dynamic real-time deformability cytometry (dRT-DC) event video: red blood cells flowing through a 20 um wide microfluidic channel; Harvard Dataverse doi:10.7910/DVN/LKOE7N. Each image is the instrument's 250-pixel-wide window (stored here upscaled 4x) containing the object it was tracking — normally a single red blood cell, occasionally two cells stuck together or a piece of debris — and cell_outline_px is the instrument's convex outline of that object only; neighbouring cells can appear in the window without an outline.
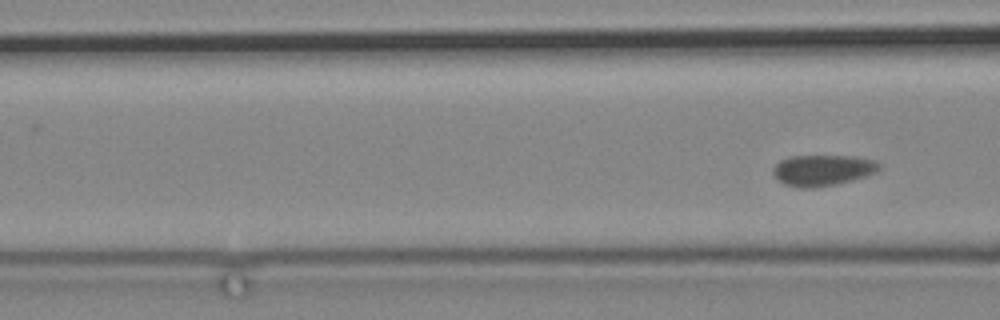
{"species": "common noctule bat (a hibernating species)", "species_latin": "Nyctalus noctula", "temperature_condition": "cold", "stored_images_in_passage": 4, "camera_frame_rate_fps": 3000, "um_per_image_px": 0.085, "animal": {"sex": "male", "body_mass_g": 19.2, "forearm_length_mm": 51.8}, "frame": {"image": 1, "passage_image": 4, "time_ms": 4.333, "image_size_px": [1000, 320], "cell_outline_px": [[880, 168], [876, 172], [852, 180], [836, 184], [812, 188], [800, 188], [784, 184], [776, 180], [772, 172], [772, 168], [780, 160], [788, 156], [856, 156], [876, 160], [880, 164]], "centroid_in_image_um": [69.89, 14.46], "position_along_channel_um": 96.7, "area_um2": 19.36}}